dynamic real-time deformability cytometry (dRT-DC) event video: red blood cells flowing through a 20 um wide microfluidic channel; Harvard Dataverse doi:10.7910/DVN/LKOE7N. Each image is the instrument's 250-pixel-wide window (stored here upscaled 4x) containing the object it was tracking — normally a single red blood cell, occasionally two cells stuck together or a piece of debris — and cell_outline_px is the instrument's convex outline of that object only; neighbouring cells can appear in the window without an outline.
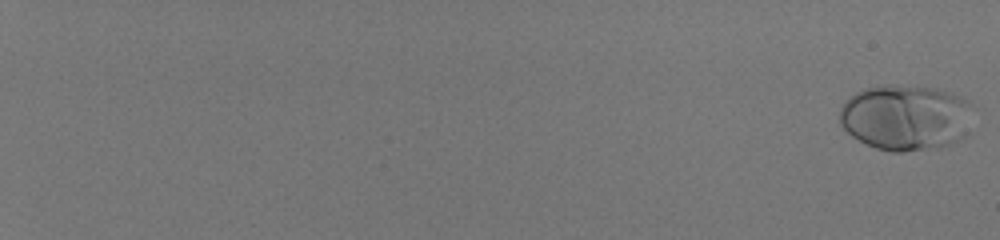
{"species": "human", "species_latin": "Homo sapiens", "temperature_condition": "room temperature", "stored_images_in_passage": 58, "camera_frame_rate_fps": 3000, "um_per_image_px": 0.085, "donor": {"sex": "male"}, "frame": {"image": 1, "passage_image": 1, "time_ms": 0.0, "image_size_px": [1000, 240], "cell_outline_px": [[968, 136], [952, 144], [940, 148], [900, 152], [892, 152], [876, 148], [852, 136], [840, 124], [840, 108], [856, 92], [864, 88], [884, 84], [892, 84], [940, 88], [952, 92], [968, 100]], "centroid_in_image_um": [76.99, 9.98], "position_along_channel_um": 8.0, "area_um2": 51.44}}
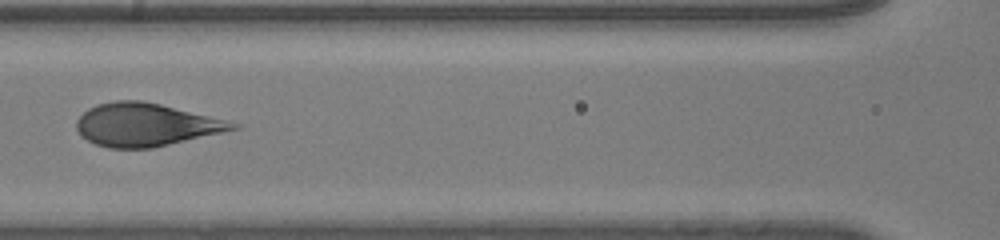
{"frame": {"image": 2, "passage_image": 34, "time_ms": 11.0, "image_size_px": [1000, 240], "cell_outline_px": [[244, 124], [240, 128], [152, 148], [108, 148], [96, 144], [88, 140], [76, 128], [76, 120], [88, 108], [96, 104], [116, 100], [140, 100], [160, 104], [228, 120]], "centroid_in_image_um": [12.41, 10.59], "position_along_channel_um": 154.2, "area_um2": 38.96}}
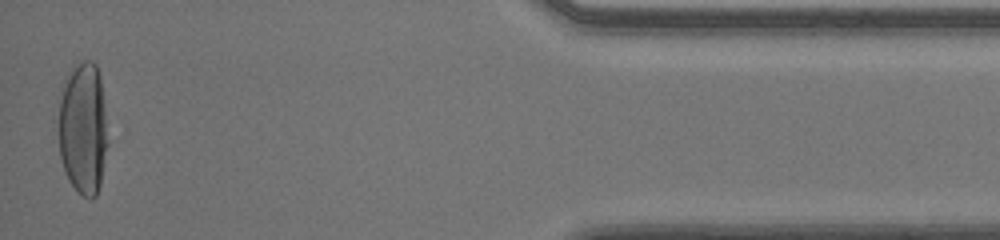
{"frame": {"image": 3, "passage_image": 58, "time_ms": 19.0, "image_size_px": [1000, 240], "cell_outline_px": [[108, 144], [100, 184], [96, 196], [92, 200], [84, 196], [68, 180], [60, 156], [60, 88], [68, 72], [80, 60], [92, 60], [96, 64], [100, 76], [104, 100], [108, 140]], "centroid_in_image_um": [7.08, 10.86], "position_along_channel_um": 428.1, "area_um2": 38.21}}